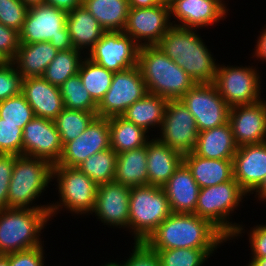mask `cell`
I'll use <instances>...</instances> for the list:
<instances>
[{
    "label": "cell",
    "mask_w": 266,
    "mask_h": 266,
    "mask_svg": "<svg viewBox=\"0 0 266 266\" xmlns=\"http://www.w3.org/2000/svg\"><path fill=\"white\" fill-rule=\"evenodd\" d=\"M229 239L194 213H171L144 242L150 249L219 248Z\"/></svg>",
    "instance_id": "obj_1"
},
{
    "label": "cell",
    "mask_w": 266,
    "mask_h": 266,
    "mask_svg": "<svg viewBox=\"0 0 266 266\" xmlns=\"http://www.w3.org/2000/svg\"><path fill=\"white\" fill-rule=\"evenodd\" d=\"M196 33L195 29L172 25L157 46L196 83H214L218 64Z\"/></svg>",
    "instance_id": "obj_2"
},
{
    "label": "cell",
    "mask_w": 266,
    "mask_h": 266,
    "mask_svg": "<svg viewBox=\"0 0 266 266\" xmlns=\"http://www.w3.org/2000/svg\"><path fill=\"white\" fill-rule=\"evenodd\" d=\"M138 66L149 93L179 100L196 82L157 45L141 46Z\"/></svg>",
    "instance_id": "obj_3"
},
{
    "label": "cell",
    "mask_w": 266,
    "mask_h": 266,
    "mask_svg": "<svg viewBox=\"0 0 266 266\" xmlns=\"http://www.w3.org/2000/svg\"><path fill=\"white\" fill-rule=\"evenodd\" d=\"M49 220V210L0 209V255L44 246L39 233Z\"/></svg>",
    "instance_id": "obj_4"
},
{
    "label": "cell",
    "mask_w": 266,
    "mask_h": 266,
    "mask_svg": "<svg viewBox=\"0 0 266 266\" xmlns=\"http://www.w3.org/2000/svg\"><path fill=\"white\" fill-rule=\"evenodd\" d=\"M246 195L234 178L215 186L200 188L194 214L209 220L229 240L235 239L245 229L241 224L230 222L229 216L237 210Z\"/></svg>",
    "instance_id": "obj_5"
},
{
    "label": "cell",
    "mask_w": 266,
    "mask_h": 266,
    "mask_svg": "<svg viewBox=\"0 0 266 266\" xmlns=\"http://www.w3.org/2000/svg\"><path fill=\"white\" fill-rule=\"evenodd\" d=\"M53 165L41 158L18 155L8 189V208L49 210L50 204L33 205L52 182Z\"/></svg>",
    "instance_id": "obj_6"
},
{
    "label": "cell",
    "mask_w": 266,
    "mask_h": 266,
    "mask_svg": "<svg viewBox=\"0 0 266 266\" xmlns=\"http://www.w3.org/2000/svg\"><path fill=\"white\" fill-rule=\"evenodd\" d=\"M172 213L163 187L144 185L131 187L129 199V232L134 242H145Z\"/></svg>",
    "instance_id": "obj_7"
},
{
    "label": "cell",
    "mask_w": 266,
    "mask_h": 266,
    "mask_svg": "<svg viewBox=\"0 0 266 266\" xmlns=\"http://www.w3.org/2000/svg\"><path fill=\"white\" fill-rule=\"evenodd\" d=\"M67 12L48 4L28 7L23 27L19 32L20 43L48 41L58 51L74 48L66 26Z\"/></svg>",
    "instance_id": "obj_8"
},
{
    "label": "cell",
    "mask_w": 266,
    "mask_h": 266,
    "mask_svg": "<svg viewBox=\"0 0 266 266\" xmlns=\"http://www.w3.org/2000/svg\"><path fill=\"white\" fill-rule=\"evenodd\" d=\"M54 178L57 180L59 200H61L50 203V218L56 216L63 207L77 215L89 214L93 211L98 185L91 178L77 167L53 165L52 179Z\"/></svg>",
    "instance_id": "obj_9"
},
{
    "label": "cell",
    "mask_w": 266,
    "mask_h": 266,
    "mask_svg": "<svg viewBox=\"0 0 266 266\" xmlns=\"http://www.w3.org/2000/svg\"><path fill=\"white\" fill-rule=\"evenodd\" d=\"M257 71L254 66H217L214 84L230 108L263 99L260 98L261 76Z\"/></svg>",
    "instance_id": "obj_10"
},
{
    "label": "cell",
    "mask_w": 266,
    "mask_h": 266,
    "mask_svg": "<svg viewBox=\"0 0 266 266\" xmlns=\"http://www.w3.org/2000/svg\"><path fill=\"white\" fill-rule=\"evenodd\" d=\"M180 100L193 115L198 132L228 123L230 107L214 83H196Z\"/></svg>",
    "instance_id": "obj_11"
},
{
    "label": "cell",
    "mask_w": 266,
    "mask_h": 266,
    "mask_svg": "<svg viewBox=\"0 0 266 266\" xmlns=\"http://www.w3.org/2000/svg\"><path fill=\"white\" fill-rule=\"evenodd\" d=\"M148 93L138 65L114 72L110 88L97 105V116H121L126 109Z\"/></svg>",
    "instance_id": "obj_12"
},
{
    "label": "cell",
    "mask_w": 266,
    "mask_h": 266,
    "mask_svg": "<svg viewBox=\"0 0 266 266\" xmlns=\"http://www.w3.org/2000/svg\"><path fill=\"white\" fill-rule=\"evenodd\" d=\"M139 48L123 31H105L86 56L105 69L118 72L138 65Z\"/></svg>",
    "instance_id": "obj_13"
},
{
    "label": "cell",
    "mask_w": 266,
    "mask_h": 266,
    "mask_svg": "<svg viewBox=\"0 0 266 266\" xmlns=\"http://www.w3.org/2000/svg\"><path fill=\"white\" fill-rule=\"evenodd\" d=\"M160 130V141L180 153L194 150L198 139V128L189 109L179 100H169Z\"/></svg>",
    "instance_id": "obj_14"
},
{
    "label": "cell",
    "mask_w": 266,
    "mask_h": 266,
    "mask_svg": "<svg viewBox=\"0 0 266 266\" xmlns=\"http://www.w3.org/2000/svg\"><path fill=\"white\" fill-rule=\"evenodd\" d=\"M170 15L169 6L162 3L153 7H130L123 32L140 47L157 45L172 26Z\"/></svg>",
    "instance_id": "obj_15"
},
{
    "label": "cell",
    "mask_w": 266,
    "mask_h": 266,
    "mask_svg": "<svg viewBox=\"0 0 266 266\" xmlns=\"http://www.w3.org/2000/svg\"><path fill=\"white\" fill-rule=\"evenodd\" d=\"M23 155L57 164L63 144L54 120L35 116L23 129Z\"/></svg>",
    "instance_id": "obj_16"
},
{
    "label": "cell",
    "mask_w": 266,
    "mask_h": 266,
    "mask_svg": "<svg viewBox=\"0 0 266 266\" xmlns=\"http://www.w3.org/2000/svg\"><path fill=\"white\" fill-rule=\"evenodd\" d=\"M109 148V120L97 116L84 132L63 146L61 158L54 165L77 167L91 155Z\"/></svg>",
    "instance_id": "obj_17"
},
{
    "label": "cell",
    "mask_w": 266,
    "mask_h": 266,
    "mask_svg": "<svg viewBox=\"0 0 266 266\" xmlns=\"http://www.w3.org/2000/svg\"><path fill=\"white\" fill-rule=\"evenodd\" d=\"M228 122L238 146L266 142V101L230 108Z\"/></svg>",
    "instance_id": "obj_18"
},
{
    "label": "cell",
    "mask_w": 266,
    "mask_h": 266,
    "mask_svg": "<svg viewBox=\"0 0 266 266\" xmlns=\"http://www.w3.org/2000/svg\"><path fill=\"white\" fill-rule=\"evenodd\" d=\"M130 190L115 181L98 185L94 214L103 224L129 229Z\"/></svg>",
    "instance_id": "obj_19"
},
{
    "label": "cell",
    "mask_w": 266,
    "mask_h": 266,
    "mask_svg": "<svg viewBox=\"0 0 266 266\" xmlns=\"http://www.w3.org/2000/svg\"><path fill=\"white\" fill-rule=\"evenodd\" d=\"M234 179L250 196L266 177V142L238 147L233 158Z\"/></svg>",
    "instance_id": "obj_20"
},
{
    "label": "cell",
    "mask_w": 266,
    "mask_h": 266,
    "mask_svg": "<svg viewBox=\"0 0 266 266\" xmlns=\"http://www.w3.org/2000/svg\"><path fill=\"white\" fill-rule=\"evenodd\" d=\"M172 25L199 29L223 20L228 11L216 0H175L169 5ZM181 23V24H180Z\"/></svg>",
    "instance_id": "obj_21"
},
{
    "label": "cell",
    "mask_w": 266,
    "mask_h": 266,
    "mask_svg": "<svg viewBox=\"0 0 266 266\" xmlns=\"http://www.w3.org/2000/svg\"><path fill=\"white\" fill-rule=\"evenodd\" d=\"M22 94L37 117L54 120L64 109L60 88L42 76L23 79Z\"/></svg>",
    "instance_id": "obj_22"
},
{
    "label": "cell",
    "mask_w": 266,
    "mask_h": 266,
    "mask_svg": "<svg viewBox=\"0 0 266 266\" xmlns=\"http://www.w3.org/2000/svg\"><path fill=\"white\" fill-rule=\"evenodd\" d=\"M183 154L157 137L147 143L148 185L163 187L183 162Z\"/></svg>",
    "instance_id": "obj_23"
},
{
    "label": "cell",
    "mask_w": 266,
    "mask_h": 266,
    "mask_svg": "<svg viewBox=\"0 0 266 266\" xmlns=\"http://www.w3.org/2000/svg\"><path fill=\"white\" fill-rule=\"evenodd\" d=\"M172 213H194L200 187L190 169L182 162L163 186Z\"/></svg>",
    "instance_id": "obj_24"
},
{
    "label": "cell",
    "mask_w": 266,
    "mask_h": 266,
    "mask_svg": "<svg viewBox=\"0 0 266 266\" xmlns=\"http://www.w3.org/2000/svg\"><path fill=\"white\" fill-rule=\"evenodd\" d=\"M238 147L228 122L222 126L199 132L192 152L207 159L233 160Z\"/></svg>",
    "instance_id": "obj_25"
},
{
    "label": "cell",
    "mask_w": 266,
    "mask_h": 266,
    "mask_svg": "<svg viewBox=\"0 0 266 266\" xmlns=\"http://www.w3.org/2000/svg\"><path fill=\"white\" fill-rule=\"evenodd\" d=\"M183 162L200 188L215 186L234 178L233 160L207 159L190 152L184 154Z\"/></svg>",
    "instance_id": "obj_26"
},
{
    "label": "cell",
    "mask_w": 266,
    "mask_h": 266,
    "mask_svg": "<svg viewBox=\"0 0 266 266\" xmlns=\"http://www.w3.org/2000/svg\"><path fill=\"white\" fill-rule=\"evenodd\" d=\"M58 50L48 41L20 43L12 60L23 79L43 76Z\"/></svg>",
    "instance_id": "obj_27"
},
{
    "label": "cell",
    "mask_w": 266,
    "mask_h": 266,
    "mask_svg": "<svg viewBox=\"0 0 266 266\" xmlns=\"http://www.w3.org/2000/svg\"><path fill=\"white\" fill-rule=\"evenodd\" d=\"M66 26L75 49L89 52L100 40L105 30L96 18L83 6L67 12Z\"/></svg>",
    "instance_id": "obj_28"
},
{
    "label": "cell",
    "mask_w": 266,
    "mask_h": 266,
    "mask_svg": "<svg viewBox=\"0 0 266 266\" xmlns=\"http://www.w3.org/2000/svg\"><path fill=\"white\" fill-rule=\"evenodd\" d=\"M114 181L130 188L148 185L147 145L117 154Z\"/></svg>",
    "instance_id": "obj_29"
},
{
    "label": "cell",
    "mask_w": 266,
    "mask_h": 266,
    "mask_svg": "<svg viewBox=\"0 0 266 266\" xmlns=\"http://www.w3.org/2000/svg\"><path fill=\"white\" fill-rule=\"evenodd\" d=\"M168 101L148 92L129 106L121 116L149 132L151 128H161Z\"/></svg>",
    "instance_id": "obj_30"
},
{
    "label": "cell",
    "mask_w": 266,
    "mask_h": 266,
    "mask_svg": "<svg viewBox=\"0 0 266 266\" xmlns=\"http://www.w3.org/2000/svg\"><path fill=\"white\" fill-rule=\"evenodd\" d=\"M82 5L105 31H123L129 13L128 0H83Z\"/></svg>",
    "instance_id": "obj_31"
},
{
    "label": "cell",
    "mask_w": 266,
    "mask_h": 266,
    "mask_svg": "<svg viewBox=\"0 0 266 266\" xmlns=\"http://www.w3.org/2000/svg\"><path fill=\"white\" fill-rule=\"evenodd\" d=\"M108 120L110 148L117 154L146 146L150 140L145 129L127 121L122 116H112Z\"/></svg>",
    "instance_id": "obj_32"
},
{
    "label": "cell",
    "mask_w": 266,
    "mask_h": 266,
    "mask_svg": "<svg viewBox=\"0 0 266 266\" xmlns=\"http://www.w3.org/2000/svg\"><path fill=\"white\" fill-rule=\"evenodd\" d=\"M78 74L83 86L98 105L111 86L114 72L105 69L86 56L80 64Z\"/></svg>",
    "instance_id": "obj_33"
},
{
    "label": "cell",
    "mask_w": 266,
    "mask_h": 266,
    "mask_svg": "<svg viewBox=\"0 0 266 266\" xmlns=\"http://www.w3.org/2000/svg\"><path fill=\"white\" fill-rule=\"evenodd\" d=\"M81 52L75 48L58 51L55 58L47 66L42 77L52 85L59 87L68 78L78 74L82 58H84L81 55L84 51Z\"/></svg>",
    "instance_id": "obj_34"
},
{
    "label": "cell",
    "mask_w": 266,
    "mask_h": 266,
    "mask_svg": "<svg viewBox=\"0 0 266 266\" xmlns=\"http://www.w3.org/2000/svg\"><path fill=\"white\" fill-rule=\"evenodd\" d=\"M116 163L117 153L109 148L91 155L77 168L97 185H101L114 181Z\"/></svg>",
    "instance_id": "obj_35"
},
{
    "label": "cell",
    "mask_w": 266,
    "mask_h": 266,
    "mask_svg": "<svg viewBox=\"0 0 266 266\" xmlns=\"http://www.w3.org/2000/svg\"><path fill=\"white\" fill-rule=\"evenodd\" d=\"M97 117V112L64 108L54 119L63 146L84 132Z\"/></svg>",
    "instance_id": "obj_36"
},
{
    "label": "cell",
    "mask_w": 266,
    "mask_h": 266,
    "mask_svg": "<svg viewBox=\"0 0 266 266\" xmlns=\"http://www.w3.org/2000/svg\"><path fill=\"white\" fill-rule=\"evenodd\" d=\"M217 248L151 249L160 259L161 266H202Z\"/></svg>",
    "instance_id": "obj_37"
},
{
    "label": "cell",
    "mask_w": 266,
    "mask_h": 266,
    "mask_svg": "<svg viewBox=\"0 0 266 266\" xmlns=\"http://www.w3.org/2000/svg\"><path fill=\"white\" fill-rule=\"evenodd\" d=\"M64 108L97 112V104L83 86L79 74L68 78L59 86Z\"/></svg>",
    "instance_id": "obj_38"
},
{
    "label": "cell",
    "mask_w": 266,
    "mask_h": 266,
    "mask_svg": "<svg viewBox=\"0 0 266 266\" xmlns=\"http://www.w3.org/2000/svg\"><path fill=\"white\" fill-rule=\"evenodd\" d=\"M34 117L33 109L22 93L0 102V118L5 122L17 124L24 129V126Z\"/></svg>",
    "instance_id": "obj_39"
},
{
    "label": "cell",
    "mask_w": 266,
    "mask_h": 266,
    "mask_svg": "<svg viewBox=\"0 0 266 266\" xmlns=\"http://www.w3.org/2000/svg\"><path fill=\"white\" fill-rule=\"evenodd\" d=\"M28 7L21 0H0V23L20 32Z\"/></svg>",
    "instance_id": "obj_40"
},
{
    "label": "cell",
    "mask_w": 266,
    "mask_h": 266,
    "mask_svg": "<svg viewBox=\"0 0 266 266\" xmlns=\"http://www.w3.org/2000/svg\"><path fill=\"white\" fill-rule=\"evenodd\" d=\"M23 129L0 118V153L23 155Z\"/></svg>",
    "instance_id": "obj_41"
},
{
    "label": "cell",
    "mask_w": 266,
    "mask_h": 266,
    "mask_svg": "<svg viewBox=\"0 0 266 266\" xmlns=\"http://www.w3.org/2000/svg\"><path fill=\"white\" fill-rule=\"evenodd\" d=\"M23 77L12 61L0 67V102L22 93Z\"/></svg>",
    "instance_id": "obj_42"
},
{
    "label": "cell",
    "mask_w": 266,
    "mask_h": 266,
    "mask_svg": "<svg viewBox=\"0 0 266 266\" xmlns=\"http://www.w3.org/2000/svg\"><path fill=\"white\" fill-rule=\"evenodd\" d=\"M132 253L120 266H161L158 254L144 242H135Z\"/></svg>",
    "instance_id": "obj_43"
},
{
    "label": "cell",
    "mask_w": 266,
    "mask_h": 266,
    "mask_svg": "<svg viewBox=\"0 0 266 266\" xmlns=\"http://www.w3.org/2000/svg\"><path fill=\"white\" fill-rule=\"evenodd\" d=\"M17 156L11 153H0V209H8V189Z\"/></svg>",
    "instance_id": "obj_44"
},
{
    "label": "cell",
    "mask_w": 266,
    "mask_h": 266,
    "mask_svg": "<svg viewBox=\"0 0 266 266\" xmlns=\"http://www.w3.org/2000/svg\"><path fill=\"white\" fill-rule=\"evenodd\" d=\"M44 254L43 246L10 253L8 254L9 266H44Z\"/></svg>",
    "instance_id": "obj_45"
},
{
    "label": "cell",
    "mask_w": 266,
    "mask_h": 266,
    "mask_svg": "<svg viewBox=\"0 0 266 266\" xmlns=\"http://www.w3.org/2000/svg\"><path fill=\"white\" fill-rule=\"evenodd\" d=\"M19 44V32L0 23V52L8 61L15 58Z\"/></svg>",
    "instance_id": "obj_46"
},
{
    "label": "cell",
    "mask_w": 266,
    "mask_h": 266,
    "mask_svg": "<svg viewBox=\"0 0 266 266\" xmlns=\"http://www.w3.org/2000/svg\"><path fill=\"white\" fill-rule=\"evenodd\" d=\"M249 233V244L252 252L251 258L266 257V224H260L254 228L252 227Z\"/></svg>",
    "instance_id": "obj_47"
},
{
    "label": "cell",
    "mask_w": 266,
    "mask_h": 266,
    "mask_svg": "<svg viewBox=\"0 0 266 266\" xmlns=\"http://www.w3.org/2000/svg\"><path fill=\"white\" fill-rule=\"evenodd\" d=\"M83 0H45L44 3L69 12L82 5Z\"/></svg>",
    "instance_id": "obj_48"
},
{
    "label": "cell",
    "mask_w": 266,
    "mask_h": 266,
    "mask_svg": "<svg viewBox=\"0 0 266 266\" xmlns=\"http://www.w3.org/2000/svg\"><path fill=\"white\" fill-rule=\"evenodd\" d=\"M260 35L257 37V44L255 45L253 57H256L257 60L260 59L266 62V26L262 29Z\"/></svg>",
    "instance_id": "obj_49"
},
{
    "label": "cell",
    "mask_w": 266,
    "mask_h": 266,
    "mask_svg": "<svg viewBox=\"0 0 266 266\" xmlns=\"http://www.w3.org/2000/svg\"><path fill=\"white\" fill-rule=\"evenodd\" d=\"M129 6L133 8L153 7L161 4V0H128Z\"/></svg>",
    "instance_id": "obj_50"
},
{
    "label": "cell",
    "mask_w": 266,
    "mask_h": 266,
    "mask_svg": "<svg viewBox=\"0 0 266 266\" xmlns=\"http://www.w3.org/2000/svg\"><path fill=\"white\" fill-rule=\"evenodd\" d=\"M256 192V196L260 201L266 202V177L263 179L261 184L251 193L254 194Z\"/></svg>",
    "instance_id": "obj_51"
},
{
    "label": "cell",
    "mask_w": 266,
    "mask_h": 266,
    "mask_svg": "<svg viewBox=\"0 0 266 266\" xmlns=\"http://www.w3.org/2000/svg\"><path fill=\"white\" fill-rule=\"evenodd\" d=\"M247 266H266V257L263 258H252Z\"/></svg>",
    "instance_id": "obj_52"
},
{
    "label": "cell",
    "mask_w": 266,
    "mask_h": 266,
    "mask_svg": "<svg viewBox=\"0 0 266 266\" xmlns=\"http://www.w3.org/2000/svg\"><path fill=\"white\" fill-rule=\"evenodd\" d=\"M27 7L44 4L45 0H21Z\"/></svg>",
    "instance_id": "obj_53"
},
{
    "label": "cell",
    "mask_w": 266,
    "mask_h": 266,
    "mask_svg": "<svg viewBox=\"0 0 266 266\" xmlns=\"http://www.w3.org/2000/svg\"><path fill=\"white\" fill-rule=\"evenodd\" d=\"M0 266H9L8 254L7 255H0Z\"/></svg>",
    "instance_id": "obj_54"
},
{
    "label": "cell",
    "mask_w": 266,
    "mask_h": 266,
    "mask_svg": "<svg viewBox=\"0 0 266 266\" xmlns=\"http://www.w3.org/2000/svg\"><path fill=\"white\" fill-rule=\"evenodd\" d=\"M7 62H9V61L0 52V67L3 66V65H5Z\"/></svg>",
    "instance_id": "obj_55"
},
{
    "label": "cell",
    "mask_w": 266,
    "mask_h": 266,
    "mask_svg": "<svg viewBox=\"0 0 266 266\" xmlns=\"http://www.w3.org/2000/svg\"><path fill=\"white\" fill-rule=\"evenodd\" d=\"M102 266H120L119 263H117V261L115 262H108L106 263L105 265H102Z\"/></svg>",
    "instance_id": "obj_56"
},
{
    "label": "cell",
    "mask_w": 266,
    "mask_h": 266,
    "mask_svg": "<svg viewBox=\"0 0 266 266\" xmlns=\"http://www.w3.org/2000/svg\"><path fill=\"white\" fill-rule=\"evenodd\" d=\"M174 1H175V0H161V3L169 6V5L172 4Z\"/></svg>",
    "instance_id": "obj_57"
},
{
    "label": "cell",
    "mask_w": 266,
    "mask_h": 266,
    "mask_svg": "<svg viewBox=\"0 0 266 266\" xmlns=\"http://www.w3.org/2000/svg\"><path fill=\"white\" fill-rule=\"evenodd\" d=\"M218 3H220L227 11L229 10V9H227V7H226V3L223 1V0H216ZM223 1V2H222Z\"/></svg>",
    "instance_id": "obj_58"
}]
</instances>
